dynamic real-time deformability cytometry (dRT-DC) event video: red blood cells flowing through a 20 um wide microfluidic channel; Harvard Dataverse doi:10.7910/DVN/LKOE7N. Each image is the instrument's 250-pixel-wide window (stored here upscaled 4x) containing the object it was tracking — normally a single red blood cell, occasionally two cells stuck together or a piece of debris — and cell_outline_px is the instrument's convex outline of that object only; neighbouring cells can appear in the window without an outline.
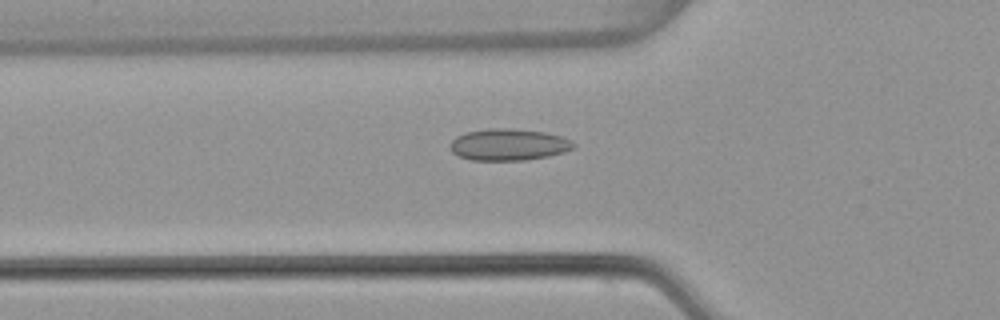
{"species": "common noctule bat (a hibernating species)", "species_latin": "Nyctalus noctula", "temperature_condition": "warm", "stored_images_in_passage": 47, "camera_frame_rate_fps": 3000, "um_per_image_px": 0.085, "animal": {"sex": "female", "body_mass_g": 22.7, "forearm_length_mm": 54.2}, "frame": {"image": 1, "passage_image": 17, "time_ms": 5.333, "image_size_px": [1000, 320], "cell_outline_px": [[576, 144], [572, 148], [564, 152], [548, 156], [524, 160], [472, 160], [460, 156], [452, 152], [452, 140], [456, 136], [464, 132], [488, 128], [508, 128], [544, 132], [560, 136], [572, 140]], "centroid_in_image_um": [43.24, 12.28], "position_along_channel_um": 82.6, "area_um2": 22.66}}
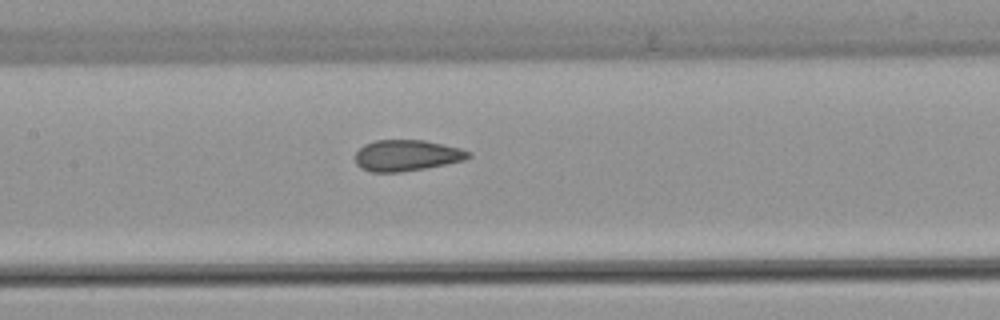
{"frame": {"image": 2, "passage_image": 24, "time_ms": 7.667, "image_size_px": [1000, 320], "cell_outline_px": [[472, 156], [464, 160], [424, 168], [400, 172], [372, 172], [360, 168], [356, 164], [356, 152], [364, 144], [376, 140], [424, 140], [460, 148], [472, 152]], "centroid_in_image_um": [34.56, 13.21], "position_along_channel_um": 172.8, "area_um2": 20.46}}
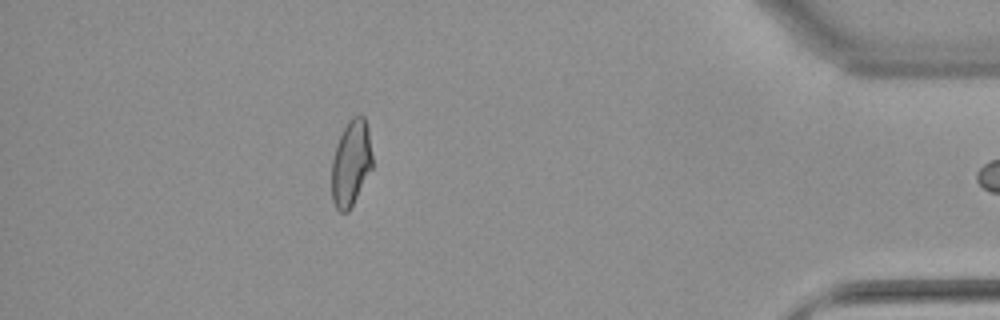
{"frame": {"image": 3, "passage_image": 46, "time_ms": 15.0, "image_size_px": [1000, 320], "cell_outline_px": [[372, 168], [348, 212], [340, 212], [336, 208], [332, 200], [332, 160], [340, 136], [348, 120], [352, 116], [364, 116], [368, 128], [372, 156]], "centroid_in_image_um": [29.83, 13.86], "position_along_channel_um": 405.4, "area_um2": 20.11}}